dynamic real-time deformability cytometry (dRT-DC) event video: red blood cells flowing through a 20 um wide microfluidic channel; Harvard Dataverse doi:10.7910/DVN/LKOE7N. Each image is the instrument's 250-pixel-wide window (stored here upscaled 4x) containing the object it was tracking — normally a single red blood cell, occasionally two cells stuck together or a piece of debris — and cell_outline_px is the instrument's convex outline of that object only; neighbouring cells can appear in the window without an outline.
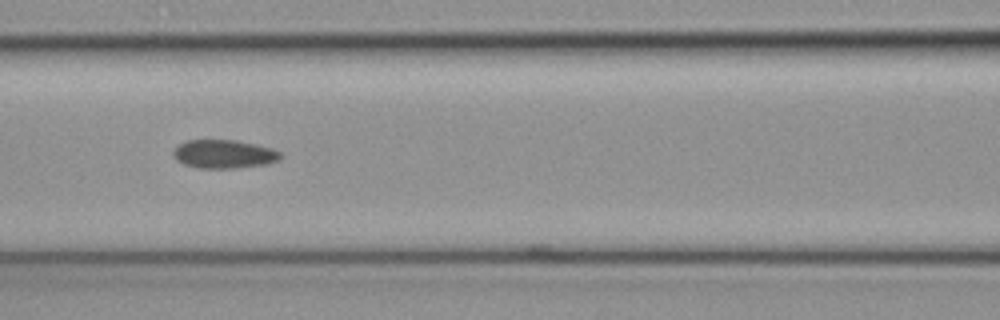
{"species": "common noctule bat (a hibernating species)", "species_latin": "Nyctalus noctula", "temperature_condition": "cold", "stored_images_in_passage": 4, "camera_frame_rate_fps": 3000, "um_per_image_px": 0.085, "animal": {"sex": "female", "body_mass_g": 19.3, "forearm_length_mm": 54.1}, "frame": {"image": 1, "passage_image": 4, "time_ms": 1.0, "image_size_px": [1000, 320], "cell_outline_px": [[284, 156], [280, 160], [268, 164], [236, 168], [200, 168], [184, 164], [176, 160], [172, 152], [180, 144], [188, 140], [236, 140], [256, 144], [272, 148], [280, 152]], "centroid_in_image_um": [19.09, 13.1], "position_along_channel_um": 147.5, "area_um2": 17.92}}